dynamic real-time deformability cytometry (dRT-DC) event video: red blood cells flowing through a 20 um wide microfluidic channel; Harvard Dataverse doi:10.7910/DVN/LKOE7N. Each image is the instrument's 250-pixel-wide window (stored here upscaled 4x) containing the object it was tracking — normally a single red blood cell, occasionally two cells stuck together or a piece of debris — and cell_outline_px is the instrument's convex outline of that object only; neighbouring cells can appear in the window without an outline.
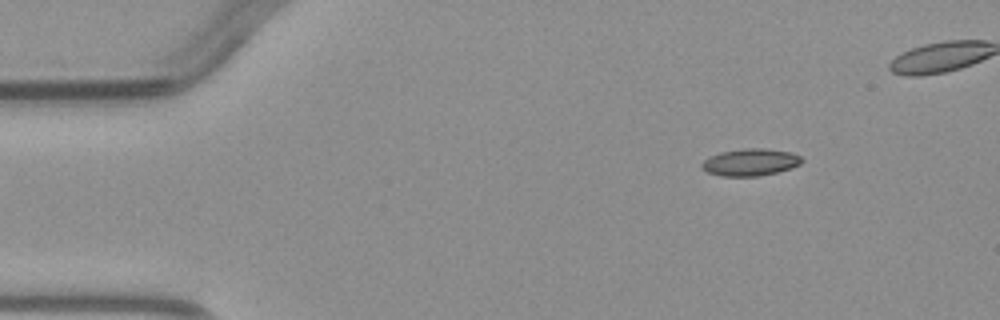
{"species": "common noctule bat (a hibernating species)", "species_latin": "Nyctalus noctula", "temperature_condition": "warm", "stored_images_in_passage": 3, "camera_frame_rate_fps": 3000, "um_per_image_px": 0.085, "animal": {"sex": "male", "body_mass_g": 23.1, "forearm_length_mm": 52.7}, "frame": {"image": 1, "passage_image": 1, "time_ms": 0.0, "image_size_px": [1000, 320], "cell_outline_px": [[804, 160], [800, 164], [792, 168], [776, 172], [756, 176], [720, 176], [708, 172], [700, 164], [704, 160], [720, 152], [744, 148], [764, 148], [792, 152], [800, 156]], "centroid_in_image_um": [63.81, 13.78], "position_along_channel_um": 21.2, "area_um2": 15.72}}